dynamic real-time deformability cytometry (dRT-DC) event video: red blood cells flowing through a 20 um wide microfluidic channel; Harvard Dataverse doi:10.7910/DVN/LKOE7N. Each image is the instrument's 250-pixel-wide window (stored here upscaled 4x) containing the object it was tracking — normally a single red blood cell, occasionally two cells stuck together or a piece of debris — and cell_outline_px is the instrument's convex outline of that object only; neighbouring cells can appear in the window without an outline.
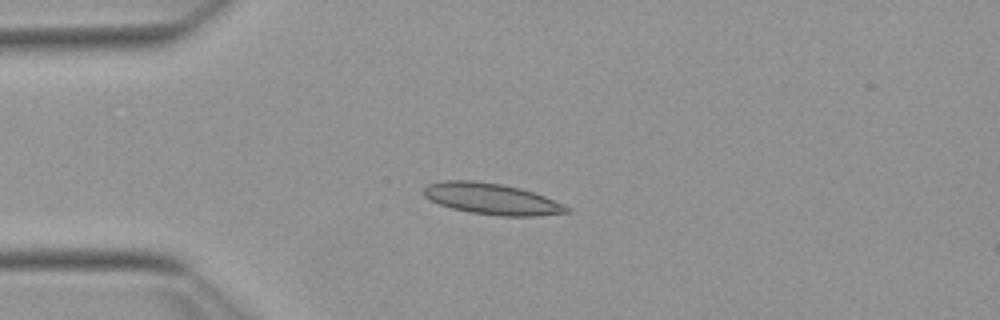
{"species": "Egyptian fruit bat (a non-hibernating species)", "species_latin": "Rousettus aegyptiacus", "temperature_condition": "warm", "stored_images_in_passage": 25, "camera_frame_rate_fps": 3000, "um_per_image_px": 0.085, "animal": {"sex": "female"}, "frame": {"image": 1, "passage_image": 13, "time_ms": 4.0, "image_size_px": [1000, 320], "cell_outline_px": [[568, 212], [536, 216], [500, 216], [468, 212], [452, 208], [440, 204], [424, 196], [424, 188], [428, 184], [444, 180], [476, 180], [504, 184], [520, 188], [544, 196], [564, 204], [568, 208]], "centroid_in_image_um": [41.78, 16.89], "position_along_channel_um": 43.2, "area_um2": 25.89}}
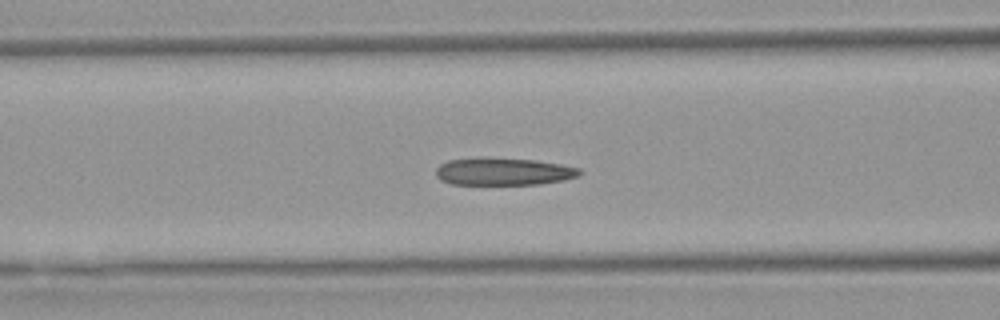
{"frame": {"image": 2, "passage_image": 21, "time_ms": 6.667, "image_size_px": [1000, 320], "cell_outline_px": [[580, 176], [564, 180], [540, 184], [452, 184], [440, 180], [436, 176], [436, 168], [440, 164], [448, 160], [484, 156], [536, 160], [560, 164], [580, 168]], "centroid_in_image_um": [42.77, 14.56], "position_along_channel_um": 123.8, "area_um2": 23.35}}
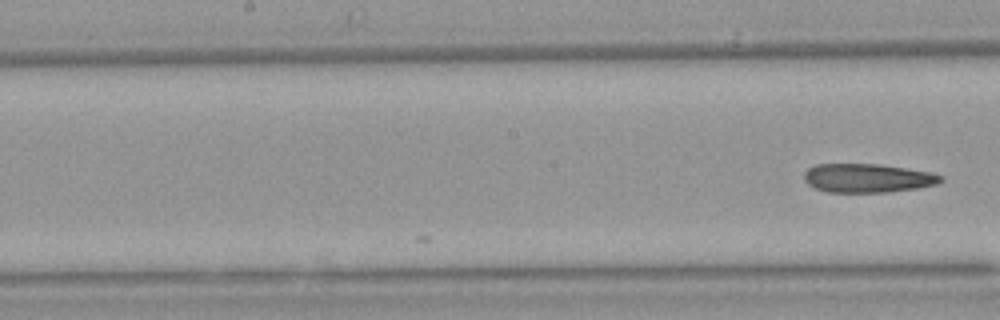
{"frame": {"image": 3, "passage_image": 25, "time_ms": 8.0, "image_size_px": [1000, 320], "cell_outline_px": [[944, 180], [936, 184], [916, 188], [888, 192], [828, 192], [816, 188], [808, 184], [804, 180], [804, 172], [808, 168], [816, 164], [880, 164], [932, 172], [944, 176]], "centroid_in_image_um": [73.76, 15.13], "position_along_channel_um": 174.4, "area_um2": 23.0}}